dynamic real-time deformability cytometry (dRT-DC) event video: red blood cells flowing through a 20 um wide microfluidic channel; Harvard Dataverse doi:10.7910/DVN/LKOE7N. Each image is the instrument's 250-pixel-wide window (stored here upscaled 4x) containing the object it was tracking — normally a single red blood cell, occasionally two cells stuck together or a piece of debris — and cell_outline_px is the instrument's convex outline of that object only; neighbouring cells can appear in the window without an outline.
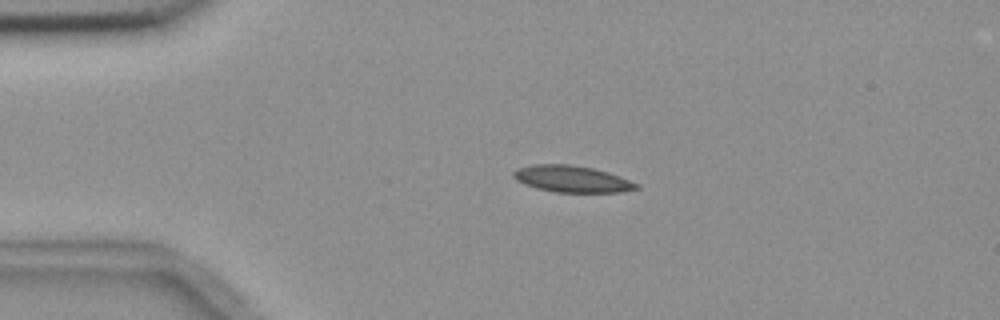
{"species": "common noctule bat (a hibernating species)", "species_latin": "Nyctalus noctula", "temperature_condition": "room temperature", "stored_images_in_passage": 2, "camera_frame_rate_fps": 3000, "um_per_image_px": 0.085, "animal": {"sex": "female", "body_mass_g": 18.4}, "frame": {"image": 1, "passage_image": 1, "time_ms": 0.0, "image_size_px": [1000, 320], "cell_outline_px": [[640, 188], [620, 192], [556, 192], [536, 188], [524, 184], [516, 180], [512, 176], [512, 172], [516, 168], [532, 164], [568, 164], [592, 168], [608, 172], [620, 176], [640, 184]], "centroid_in_image_um": [48.6, 15.21], "position_along_channel_um": 36.4, "area_um2": 19.19}}